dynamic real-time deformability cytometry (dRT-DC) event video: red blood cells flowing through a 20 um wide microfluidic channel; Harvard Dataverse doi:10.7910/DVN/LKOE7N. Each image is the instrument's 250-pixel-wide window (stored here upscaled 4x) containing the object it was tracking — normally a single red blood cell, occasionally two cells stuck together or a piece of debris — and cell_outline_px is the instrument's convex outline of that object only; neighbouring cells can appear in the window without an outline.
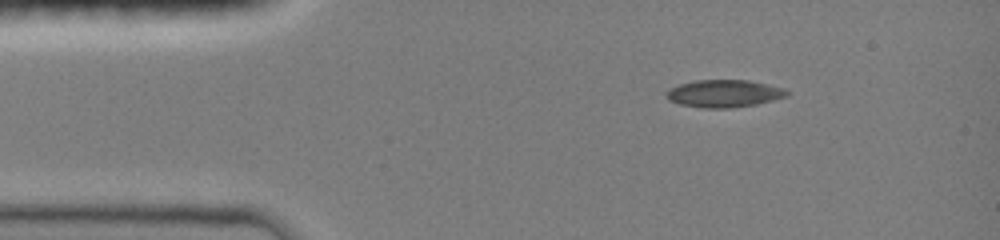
{"species": "common noctule bat (a hibernating species)", "species_latin": "Nyctalus noctula", "temperature_condition": "room temperature", "stored_images_in_passage": 28, "camera_frame_rate_fps": 3000, "um_per_image_px": 0.085, "animal": {"sex": "female", "body_mass_g": 19.0, "forearm_length_mm": 51.5}, "frame": {"image": 1, "passage_image": 1, "time_ms": 0.0, "image_size_px": [1000, 240], "cell_outline_px": [[788, 96], [756, 104], [728, 108], [700, 108], [680, 104], [668, 100], [664, 96], [668, 88], [680, 84], [696, 80], [748, 80], [784, 88], [788, 92]], "centroid_in_image_um": [61.49, 7.95], "position_along_channel_um": 23.5, "area_um2": 19.31}}
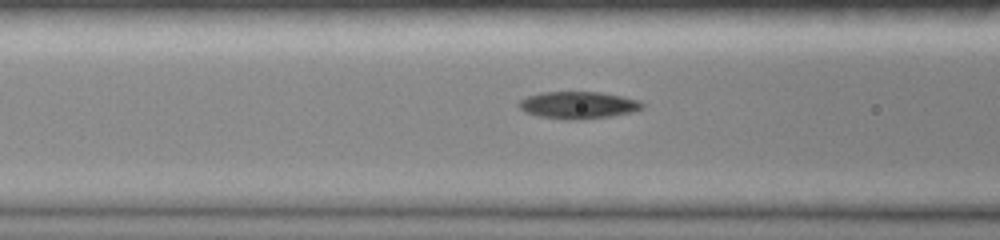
{"frame": {"image": 2, "passage_image": 19, "time_ms": 3.667, "image_size_px": [1000, 240], "cell_outline_px": [[644, 108], [632, 112], [612, 116], [572, 120], [564, 120], [540, 116], [524, 112], [516, 104], [520, 100], [528, 96], [540, 92], [600, 92], [640, 100], [644, 104]], "centroid_in_image_um": [49.14, 8.93], "position_along_channel_um": 117.5, "area_um2": 19.59}}
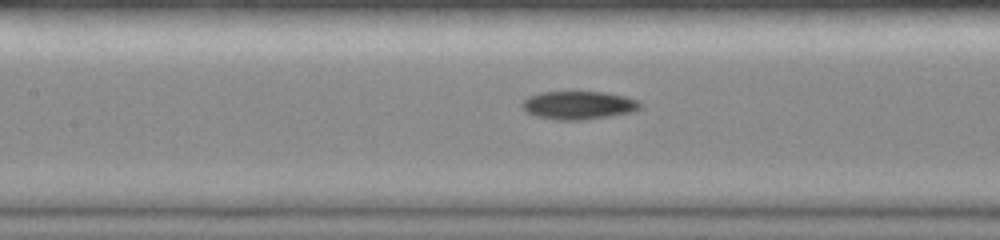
{"frame": {"image": 3, "passage_image": 24, "time_ms": 4.667, "image_size_px": [1000, 240], "cell_outline_px": [[644, 108], [632, 112], [612, 116], [584, 120], [556, 120], [536, 116], [528, 112], [520, 104], [528, 96], [540, 92], [604, 92], [624, 96], [640, 100], [644, 104]], "centroid_in_image_um": [49.25, 8.95], "position_along_channel_um": 158.1, "area_um2": 19.71}}